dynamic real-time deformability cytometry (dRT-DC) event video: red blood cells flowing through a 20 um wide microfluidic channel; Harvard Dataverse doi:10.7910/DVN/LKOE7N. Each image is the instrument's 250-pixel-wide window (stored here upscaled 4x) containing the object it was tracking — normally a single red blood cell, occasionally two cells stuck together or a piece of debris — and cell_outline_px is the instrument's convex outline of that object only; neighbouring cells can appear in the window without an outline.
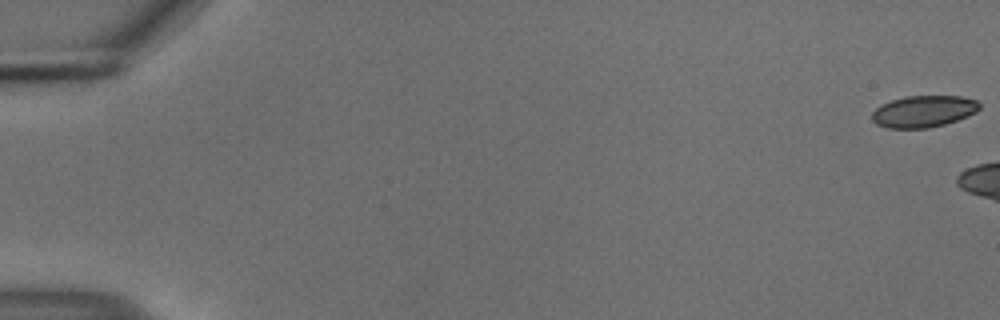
{"species": "common noctule bat (a hibernating species)", "species_latin": "Nyctalus noctula", "temperature_condition": "cold", "stored_images_in_passage": 3, "camera_frame_rate_fps": 3000, "um_per_image_px": 0.085, "animal": {"sex": "male", "body_mass_g": 18.8}, "frame": {"image": 1, "passage_image": 1, "time_ms": 0.0, "image_size_px": [1000, 320], "cell_outline_px": [[980, 108], [976, 112], [968, 116], [944, 124], [928, 128], [888, 128], [876, 124], [872, 120], [872, 112], [876, 108], [892, 100], [904, 96], [960, 96], [976, 100], [980, 104]], "centroid_in_image_um": [78.5, 9.47], "position_along_channel_um": 6.5, "area_um2": 19.77}}